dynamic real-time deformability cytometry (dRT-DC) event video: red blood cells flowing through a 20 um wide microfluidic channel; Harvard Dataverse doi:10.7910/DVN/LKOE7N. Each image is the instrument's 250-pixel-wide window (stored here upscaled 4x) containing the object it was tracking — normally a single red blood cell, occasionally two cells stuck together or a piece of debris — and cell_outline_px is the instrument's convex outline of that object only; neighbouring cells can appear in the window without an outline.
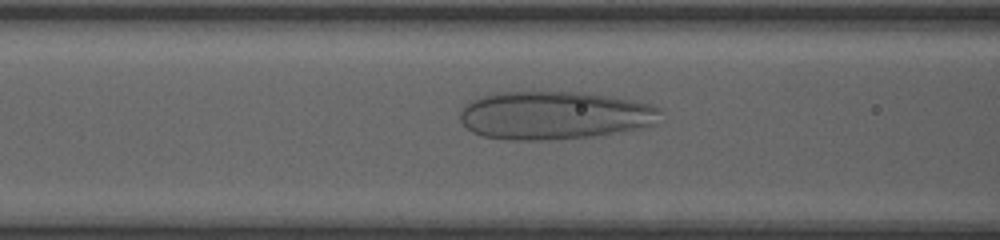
{"species": "human", "species_latin": "Homo sapiens", "temperature_condition": "room temperature", "stored_images_in_passage": 5, "camera_frame_rate_fps": 3000, "um_per_image_px": 0.085, "donor": {"sex": "female"}, "frame": {"image": 1, "passage_image": 4, "time_ms": 1.0, "image_size_px": [1000, 240], "cell_outline_px": [[660, 112], [652, 124], [604, 136], [540, 140], [508, 140], [484, 136], [472, 132], [460, 120], [460, 112], [464, 104], [480, 96], [496, 92], [576, 92], [608, 96], [632, 100], [652, 104], [660, 108]], "centroid_in_image_um": [47.08, 9.81], "position_along_channel_um": 119.5, "area_um2": 56.24}}